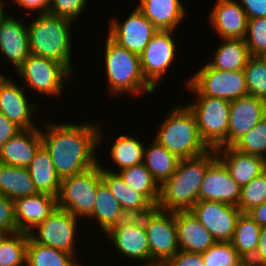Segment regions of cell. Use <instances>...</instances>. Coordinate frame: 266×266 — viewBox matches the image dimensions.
Masks as SVG:
<instances>
[{
    "label": "cell",
    "instance_id": "6da1fadb",
    "mask_svg": "<svg viewBox=\"0 0 266 266\" xmlns=\"http://www.w3.org/2000/svg\"><path fill=\"white\" fill-rule=\"evenodd\" d=\"M43 124L45 128L41 130L42 144L49 151L61 180L98 165L99 160L95 151L104 138L98 124Z\"/></svg>",
    "mask_w": 266,
    "mask_h": 266
},
{
    "label": "cell",
    "instance_id": "7a4b0ae2",
    "mask_svg": "<svg viewBox=\"0 0 266 266\" xmlns=\"http://www.w3.org/2000/svg\"><path fill=\"white\" fill-rule=\"evenodd\" d=\"M217 159L215 149L180 159L176 171L160 186L157 207L166 211H187L199 201V190L207 168Z\"/></svg>",
    "mask_w": 266,
    "mask_h": 266
},
{
    "label": "cell",
    "instance_id": "3957f363",
    "mask_svg": "<svg viewBox=\"0 0 266 266\" xmlns=\"http://www.w3.org/2000/svg\"><path fill=\"white\" fill-rule=\"evenodd\" d=\"M72 23L49 13L38 14L27 25L30 54L58 61L74 75L71 64Z\"/></svg>",
    "mask_w": 266,
    "mask_h": 266
},
{
    "label": "cell",
    "instance_id": "277c9868",
    "mask_svg": "<svg viewBox=\"0 0 266 266\" xmlns=\"http://www.w3.org/2000/svg\"><path fill=\"white\" fill-rule=\"evenodd\" d=\"M160 125L153 139L179 159L196 157L210 150L201 139L195 117L186 105L172 108Z\"/></svg>",
    "mask_w": 266,
    "mask_h": 266
},
{
    "label": "cell",
    "instance_id": "5b68a950",
    "mask_svg": "<svg viewBox=\"0 0 266 266\" xmlns=\"http://www.w3.org/2000/svg\"><path fill=\"white\" fill-rule=\"evenodd\" d=\"M104 55L108 90L111 95H144L145 92L152 93L155 90L143 76L140 56L120 46L109 35L106 38Z\"/></svg>",
    "mask_w": 266,
    "mask_h": 266
},
{
    "label": "cell",
    "instance_id": "8992f818",
    "mask_svg": "<svg viewBox=\"0 0 266 266\" xmlns=\"http://www.w3.org/2000/svg\"><path fill=\"white\" fill-rule=\"evenodd\" d=\"M185 105L193 113L201 139L210 149L227 147V132L230 120L229 100L196 96Z\"/></svg>",
    "mask_w": 266,
    "mask_h": 266
},
{
    "label": "cell",
    "instance_id": "52a82bcc",
    "mask_svg": "<svg viewBox=\"0 0 266 266\" xmlns=\"http://www.w3.org/2000/svg\"><path fill=\"white\" fill-rule=\"evenodd\" d=\"M100 165L78 175L63 178L57 196V208L76 218H89L94 210L97 189L102 184Z\"/></svg>",
    "mask_w": 266,
    "mask_h": 266
},
{
    "label": "cell",
    "instance_id": "ba28073f",
    "mask_svg": "<svg viewBox=\"0 0 266 266\" xmlns=\"http://www.w3.org/2000/svg\"><path fill=\"white\" fill-rule=\"evenodd\" d=\"M185 88L196 96H210L229 101L248 95L243 70L224 71L203 64L195 74L187 79Z\"/></svg>",
    "mask_w": 266,
    "mask_h": 266
},
{
    "label": "cell",
    "instance_id": "9c48e42d",
    "mask_svg": "<svg viewBox=\"0 0 266 266\" xmlns=\"http://www.w3.org/2000/svg\"><path fill=\"white\" fill-rule=\"evenodd\" d=\"M18 77L25 81L23 87L44 96L61 97L67 80L73 75L58 61L30 54L16 70Z\"/></svg>",
    "mask_w": 266,
    "mask_h": 266
},
{
    "label": "cell",
    "instance_id": "30bf717a",
    "mask_svg": "<svg viewBox=\"0 0 266 266\" xmlns=\"http://www.w3.org/2000/svg\"><path fill=\"white\" fill-rule=\"evenodd\" d=\"M150 246V260L166 264L179 251L175 212L154 207L141 216Z\"/></svg>",
    "mask_w": 266,
    "mask_h": 266
},
{
    "label": "cell",
    "instance_id": "8fae6325",
    "mask_svg": "<svg viewBox=\"0 0 266 266\" xmlns=\"http://www.w3.org/2000/svg\"><path fill=\"white\" fill-rule=\"evenodd\" d=\"M78 220L68 211L57 208L28 234L37 244L50 246L75 257Z\"/></svg>",
    "mask_w": 266,
    "mask_h": 266
},
{
    "label": "cell",
    "instance_id": "7c38bea8",
    "mask_svg": "<svg viewBox=\"0 0 266 266\" xmlns=\"http://www.w3.org/2000/svg\"><path fill=\"white\" fill-rule=\"evenodd\" d=\"M173 32L158 30L139 55L143 76L154 89L175 59L177 50Z\"/></svg>",
    "mask_w": 266,
    "mask_h": 266
},
{
    "label": "cell",
    "instance_id": "4fadbf2b",
    "mask_svg": "<svg viewBox=\"0 0 266 266\" xmlns=\"http://www.w3.org/2000/svg\"><path fill=\"white\" fill-rule=\"evenodd\" d=\"M114 248L122 256L143 261L145 266L154 264L150 260V246L146 229L141 217L128 216L117 226L111 228L107 233ZM146 261V262H145Z\"/></svg>",
    "mask_w": 266,
    "mask_h": 266
},
{
    "label": "cell",
    "instance_id": "5bb4252c",
    "mask_svg": "<svg viewBox=\"0 0 266 266\" xmlns=\"http://www.w3.org/2000/svg\"><path fill=\"white\" fill-rule=\"evenodd\" d=\"M158 29L136 7L125 21L113 18L108 35L120 46L140 55Z\"/></svg>",
    "mask_w": 266,
    "mask_h": 266
},
{
    "label": "cell",
    "instance_id": "9a60e30c",
    "mask_svg": "<svg viewBox=\"0 0 266 266\" xmlns=\"http://www.w3.org/2000/svg\"><path fill=\"white\" fill-rule=\"evenodd\" d=\"M190 211L216 242H231L241 213L238 207L217 201H198Z\"/></svg>",
    "mask_w": 266,
    "mask_h": 266
},
{
    "label": "cell",
    "instance_id": "2e32d148",
    "mask_svg": "<svg viewBox=\"0 0 266 266\" xmlns=\"http://www.w3.org/2000/svg\"><path fill=\"white\" fill-rule=\"evenodd\" d=\"M24 91L15 79L0 74V112L21 129L38 128L32 119L37 103L29 102Z\"/></svg>",
    "mask_w": 266,
    "mask_h": 266
},
{
    "label": "cell",
    "instance_id": "e0dca14e",
    "mask_svg": "<svg viewBox=\"0 0 266 266\" xmlns=\"http://www.w3.org/2000/svg\"><path fill=\"white\" fill-rule=\"evenodd\" d=\"M240 197L241 187L217 158L204 175L199 190V201H217L237 207Z\"/></svg>",
    "mask_w": 266,
    "mask_h": 266
},
{
    "label": "cell",
    "instance_id": "ac0fdd59",
    "mask_svg": "<svg viewBox=\"0 0 266 266\" xmlns=\"http://www.w3.org/2000/svg\"><path fill=\"white\" fill-rule=\"evenodd\" d=\"M266 117V101L253 95H245L230 102V120L227 132V147Z\"/></svg>",
    "mask_w": 266,
    "mask_h": 266
},
{
    "label": "cell",
    "instance_id": "d6986e66",
    "mask_svg": "<svg viewBox=\"0 0 266 266\" xmlns=\"http://www.w3.org/2000/svg\"><path fill=\"white\" fill-rule=\"evenodd\" d=\"M0 54L17 70L30 55L28 27L14 16L0 21Z\"/></svg>",
    "mask_w": 266,
    "mask_h": 266
},
{
    "label": "cell",
    "instance_id": "ffe728a7",
    "mask_svg": "<svg viewBox=\"0 0 266 266\" xmlns=\"http://www.w3.org/2000/svg\"><path fill=\"white\" fill-rule=\"evenodd\" d=\"M209 24L220 39H244L248 18L237 0H216L210 11Z\"/></svg>",
    "mask_w": 266,
    "mask_h": 266
},
{
    "label": "cell",
    "instance_id": "44dd1931",
    "mask_svg": "<svg viewBox=\"0 0 266 266\" xmlns=\"http://www.w3.org/2000/svg\"><path fill=\"white\" fill-rule=\"evenodd\" d=\"M17 232L29 233L57 209V197L37 193L14 201Z\"/></svg>",
    "mask_w": 266,
    "mask_h": 266
},
{
    "label": "cell",
    "instance_id": "7402d4cb",
    "mask_svg": "<svg viewBox=\"0 0 266 266\" xmlns=\"http://www.w3.org/2000/svg\"><path fill=\"white\" fill-rule=\"evenodd\" d=\"M215 150L217 158L241 188L266 170V160L260 156L242 153L232 146Z\"/></svg>",
    "mask_w": 266,
    "mask_h": 266
},
{
    "label": "cell",
    "instance_id": "603a6c76",
    "mask_svg": "<svg viewBox=\"0 0 266 266\" xmlns=\"http://www.w3.org/2000/svg\"><path fill=\"white\" fill-rule=\"evenodd\" d=\"M41 145L39 128L22 129L0 148V163L27 168Z\"/></svg>",
    "mask_w": 266,
    "mask_h": 266
},
{
    "label": "cell",
    "instance_id": "cb8c5ba5",
    "mask_svg": "<svg viewBox=\"0 0 266 266\" xmlns=\"http://www.w3.org/2000/svg\"><path fill=\"white\" fill-rule=\"evenodd\" d=\"M179 248L185 252L204 253L216 240L190 211H175Z\"/></svg>",
    "mask_w": 266,
    "mask_h": 266
},
{
    "label": "cell",
    "instance_id": "d4e9b609",
    "mask_svg": "<svg viewBox=\"0 0 266 266\" xmlns=\"http://www.w3.org/2000/svg\"><path fill=\"white\" fill-rule=\"evenodd\" d=\"M102 168V182L117 199L127 216L141 217L150 212L154 206L140 193L125 184L116 170Z\"/></svg>",
    "mask_w": 266,
    "mask_h": 266
},
{
    "label": "cell",
    "instance_id": "484cf974",
    "mask_svg": "<svg viewBox=\"0 0 266 266\" xmlns=\"http://www.w3.org/2000/svg\"><path fill=\"white\" fill-rule=\"evenodd\" d=\"M136 7L158 30L175 31L186 18V9L180 0H140Z\"/></svg>",
    "mask_w": 266,
    "mask_h": 266
},
{
    "label": "cell",
    "instance_id": "4316f807",
    "mask_svg": "<svg viewBox=\"0 0 266 266\" xmlns=\"http://www.w3.org/2000/svg\"><path fill=\"white\" fill-rule=\"evenodd\" d=\"M38 193L58 196L61 179L58 176L49 151L42 144L27 167Z\"/></svg>",
    "mask_w": 266,
    "mask_h": 266
},
{
    "label": "cell",
    "instance_id": "83f0119b",
    "mask_svg": "<svg viewBox=\"0 0 266 266\" xmlns=\"http://www.w3.org/2000/svg\"><path fill=\"white\" fill-rule=\"evenodd\" d=\"M222 44L217 46L214 59L208 64L217 70H243L251 56L244 39L222 38Z\"/></svg>",
    "mask_w": 266,
    "mask_h": 266
},
{
    "label": "cell",
    "instance_id": "f1b7e54d",
    "mask_svg": "<svg viewBox=\"0 0 266 266\" xmlns=\"http://www.w3.org/2000/svg\"><path fill=\"white\" fill-rule=\"evenodd\" d=\"M0 193L15 201L38 193L27 168L0 163Z\"/></svg>",
    "mask_w": 266,
    "mask_h": 266
},
{
    "label": "cell",
    "instance_id": "f546056e",
    "mask_svg": "<svg viewBox=\"0 0 266 266\" xmlns=\"http://www.w3.org/2000/svg\"><path fill=\"white\" fill-rule=\"evenodd\" d=\"M148 148H144L143 164L161 186L176 171L180 159L165 147L152 139Z\"/></svg>",
    "mask_w": 266,
    "mask_h": 266
},
{
    "label": "cell",
    "instance_id": "4dcf8cb0",
    "mask_svg": "<svg viewBox=\"0 0 266 266\" xmlns=\"http://www.w3.org/2000/svg\"><path fill=\"white\" fill-rule=\"evenodd\" d=\"M127 217L117 199L102 183L97 189L94 210L89 218L95 219L99 223L101 231L106 234Z\"/></svg>",
    "mask_w": 266,
    "mask_h": 266
},
{
    "label": "cell",
    "instance_id": "1f68e13d",
    "mask_svg": "<svg viewBox=\"0 0 266 266\" xmlns=\"http://www.w3.org/2000/svg\"><path fill=\"white\" fill-rule=\"evenodd\" d=\"M260 232L261 227L247 213H240L231 243L245 262L255 255Z\"/></svg>",
    "mask_w": 266,
    "mask_h": 266
},
{
    "label": "cell",
    "instance_id": "d6a6232c",
    "mask_svg": "<svg viewBox=\"0 0 266 266\" xmlns=\"http://www.w3.org/2000/svg\"><path fill=\"white\" fill-rule=\"evenodd\" d=\"M126 185L142 194L154 207H157L160 186L142 163L117 172Z\"/></svg>",
    "mask_w": 266,
    "mask_h": 266
},
{
    "label": "cell",
    "instance_id": "836d02e7",
    "mask_svg": "<svg viewBox=\"0 0 266 266\" xmlns=\"http://www.w3.org/2000/svg\"><path fill=\"white\" fill-rule=\"evenodd\" d=\"M72 254L35 243L30 237L26 248V266H80Z\"/></svg>",
    "mask_w": 266,
    "mask_h": 266
},
{
    "label": "cell",
    "instance_id": "e575fe53",
    "mask_svg": "<svg viewBox=\"0 0 266 266\" xmlns=\"http://www.w3.org/2000/svg\"><path fill=\"white\" fill-rule=\"evenodd\" d=\"M144 142L131 135H120L110 146V158L123 170L143 163Z\"/></svg>",
    "mask_w": 266,
    "mask_h": 266
},
{
    "label": "cell",
    "instance_id": "d590c367",
    "mask_svg": "<svg viewBox=\"0 0 266 266\" xmlns=\"http://www.w3.org/2000/svg\"><path fill=\"white\" fill-rule=\"evenodd\" d=\"M29 234L17 232L0 239V266H26Z\"/></svg>",
    "mask_w": 266,
    "mask_h": 266
},
{
    "label": "cell",
    "instance_id": "8d00e7d4",
    "mask_svg": "<svg viewBox=\"0 0 266 266\" xmlns=\"http://www.w3.org/2000/svg\"><path fill=\"white\" fill-rule=\"evenodd\" d=\"M202 257L205 266H249L231 242H215Z\"/></svg>",
    "mask_w": 266,
    "mask_h": 266
},
{
    "label": "cell",
    "instance_id": "74e56055",
    "mask_svg": "<svg viewBox=\"0 0 266 266\" xmlns=\"http://www.w3.org/2000/svg\"><path fill=\"white\" fill-rule=\"evenodd\" d=\"M243 71L248 94L266 101V61L261 56H250Z\"/></svg>",
    "mask_w": 266,
    "mask_h": 266
},
{
    "label": "cell",
    "instance_id": "f35d334b",
    "mask_svg": "<svg viewBox=\"0 0 266 266\" xmlns=\"http://www.w3.org/2000/svg\"><path fill=\"white\" fill-rule=\"evenodd\" d=\"M232 147L242 153L257 155L266 160V117L236 141Z\"/></svg>",
    "mask_w": 266,
    "mask_h": 266
},
{
    "label": "cell",
    "instance_id": "ab89813d",
    "mask_svg": "<svg viewBox=\"0 0 266 266\" xmlns=\"http://www.w3.org/2000/svg\"><path fill=\"white\" fill-rule=\"evenodd\" d=\"M266 202V170L241 188L238 208L247 213L253 207Z\"/></svg>",
    "mask_w": 266,
    "mask_h": 266
},
{
    "label": "cell",
    "instance_id": "60d3db41",
    "mask_svg": "<svg viewBox=\"0 0 266 266\" xmlns=\"http://www.w3.org/2000/svg\"><path fill=\"white\" fill-rule=\"evenodd\" d=\"M244 41L251 56H262L266 52V17L248 19Z\"/></svg>",
    "mask_w": 266,
    "mask_h": 266
},
{
    "label": "cell",
    "instance_id": "b9f144b4",
    "mask_svg": "<svg viewBox=\"0 0 266 266\" xmlns=\"http://www.w3.org/2000/svg\"><path fill=\"white\" fill-rule=\"evenodd\" d=\"M88 0H50L49 14L75 21L85 10Z\"/></svg>",
    "mask_w": 266,
    "mask_h": 266
},
{
    "label": "cell",
    "instance_id": "7bdbcfd3",
    "mask_svg": "<svg viewBox=\"0 0 266 266\" xmlns=\"http://www.w3.org/2000/svg\"><path fill=\"white\" fill-rule=\"evenodd\" d=\"M0 232L4 235L17 233L14 201L0 193Z\"/></svg>",
    "mask_w": 266,
    "mask_h": 266
},
{
    "label": "cell",
    "instance_id": "ee69618b",
    "mask_svg": "<svg viewBox=\"0 0 266 266\" xmlns=\"http://www.w3.org/2000/svg\"><path fill=\"white\" fill-rule=\"evenodd\" d=\"M167 266H205L202 253H192L180 250L171 260L166 263Z\"/></svg>",
    "mask_w": 266,
    "mask_h": 266
},
{
    "label": "cell",
    "instance_id": "f6af8a7d",
    "mask_svg": "<svg viewBox=\"0 0 266 266\" xmlns=\"http://www.w3.org/2000/svg\"><path fill=\"white\" fill-rule=\"evenodd\" d=\"M248 19L266 17V0H238Z\"/></svg>",
    "mask_w": 266,
    "mask_h": 266
},
{
    "label": "cell",
    "instance_id": "bcb514c9",
    "mask_svg": "<svg viewBox=\"0 0 266 266\" xmlns=\"http://www.w3.org/2000/svg\"><path fill=\"white\" fill-rule=\"evenodd\" d=\"M22 129L0 112V148Z\"/></svg>",
    "mask_w": 266,
    "mask_h": 266
},
{
    "label": "cell",
    "instance_id": "7dc6e473",
    "mask_svg": "<svg viewBox=\"0 0 266 266\" xmlns=\"http://www.w3.org/2000/svg\"><path fill=\"white\" fill-rule=\"evenodd\" d=\"M247 263L249 266H266V226L261 227L257 250Z\"/></svg>",
    "mask_w": 266,
    "mask_h": 266
},
{
    "label": "cell",
    "instance_id": "c3c4849f",
    "mask_svg": "<svg viewBox=\"0 0 266 266\" xmlns=\"http://www.w3.org/2000/svg\"><path fill=\"white\" fill-rule=\"evenodd\" d=\"M19 7L38 14L49 13L50 0H12Z\"/></svg>",
    "mask_w": 266,
    "mask_h": 266
},
{
    "label": "cell",
    "instance_id": "681fc988",
    "mask_svg": "<svg viewBox=\"0 0 266 266\" xmlns=\"http://www.w3.org/2000/svg\"><path fill=\"white\" fill-rule=\"evenodd\" d=\"M247 214L260 226H266V202L253 207Z\"/></svg>",
    "mask_w": 266,
    "mask_h": 266
},
{
    "label": "cell",
    "instance_id": "f907efd6",
    "mask_svg": "<svg viewBox=\"0 0 266 266\" xmlns=\"http://www.w3.org/2000/svg\"><path fill=\"white\" fill-rule=\"evenodd\" d=\"M3 5H5L4 2H2V0H0V21L2 20V18L6 15L3 9Z\"/></svg>",
    "mask_w": 266,
    "mask_h": 266
},
{
    "label": "cell",
    "instance_id": "816d5d0a",
    "mask_svg": "<svg viewBox=\"0 0 266 266\" xmlns=\"http://www.w3.org/2000/svg\"><path fill=\"white\" fill-rule=\"evenodd\" d=\"M143 266H145V265L143 264ZM147 266H167V265L166 264H160V263H154V264H150Z\"/></svg>",
    "mask_w": 266,
    "mask_h": 266
},
{
    "label": "cell",
    "instance_id": "f5cc1de1",
    "mask_svg": "<svg viewBox=\"0 0 266 266\" xmlns=\"http://www.w3.org/2000/svg\"><path fill=\"white\" fill-rule=\"evenodd\" d=\"M261 57L266 61V52Z\"/></svg>",
    "mask_w": 266,
    "mask_h": 266
}]
</instances>
